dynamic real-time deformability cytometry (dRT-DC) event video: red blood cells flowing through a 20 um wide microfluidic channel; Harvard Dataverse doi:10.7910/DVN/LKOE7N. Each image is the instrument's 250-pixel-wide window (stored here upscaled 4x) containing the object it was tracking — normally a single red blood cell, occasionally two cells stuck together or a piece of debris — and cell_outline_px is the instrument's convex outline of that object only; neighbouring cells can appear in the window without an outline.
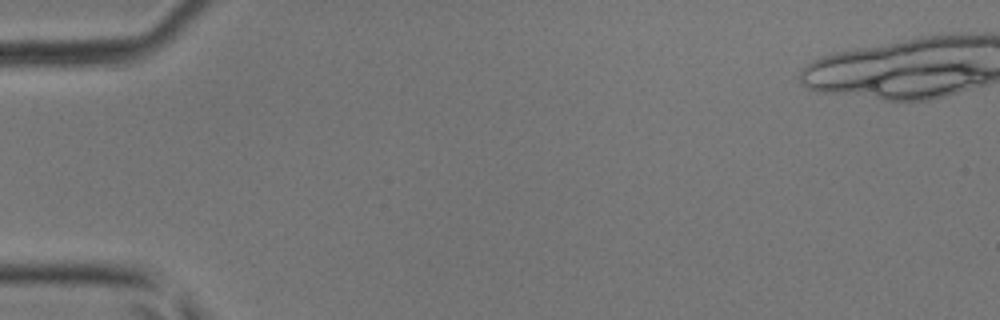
{"species": "common noctule bat (a hibernating species)", "species_latin": "Nyctalus noctula", "temperature_condition": "room temperature", "stored_images_in_passage": 1, "camera_frame_rate_fps": 3000, "um_per_image_px": 0.085, "animal": {"sex": "male", "body_mass_g": 17.9, "forearm_length_mm": 54.2}, "frame": {"image": 1, "passage_image": 1, "time_ms": 0.0, "image_size_px": [1000, 320], "cell_outline_px": [[900, 72], [876, 84], [828, 84], [852, 56], [884, 52], [892, 52]], "centroid_in_image_um": [73.71, 5.9], "position_along_channel_um": 11.3, "area_um2": 11.44}}